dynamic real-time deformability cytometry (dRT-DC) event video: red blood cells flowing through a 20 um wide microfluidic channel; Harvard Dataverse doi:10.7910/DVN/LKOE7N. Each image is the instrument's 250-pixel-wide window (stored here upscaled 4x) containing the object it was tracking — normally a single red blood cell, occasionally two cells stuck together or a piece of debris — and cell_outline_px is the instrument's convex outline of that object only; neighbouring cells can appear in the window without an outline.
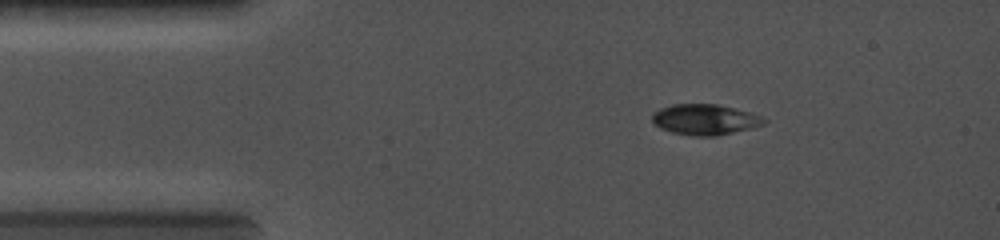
{"species": "common noctule bat (a hibernating species)", "species_latin": "Nyctalus noctula", "temperature_condition": "cold", "stored_images_in_passage": 2, "camera_frame_rate_fps": 5000, "um_per_image_px": 0.085, "animal": {"sex": "female", "body_mass_g": 19.0, "forearm_length_mm": 56.7}, "frame": {"image": 1, "passage_image": 1, "time_ms": 0.0, "image_size_px": [1000, 240], "cell_outline_px": [[768, 120], [764, 124], [752, 128], [716, 136], [692, 136], [672, 132], [660, 128], [652, 120], [652, 112], [660, 108], [672, 104], [720, 104], [736, 108], [764, 116]], "centroid_in_image_um": [59.95, 10.15], "position_along_channel_um": 25.0, "area_um2": 20.23}}